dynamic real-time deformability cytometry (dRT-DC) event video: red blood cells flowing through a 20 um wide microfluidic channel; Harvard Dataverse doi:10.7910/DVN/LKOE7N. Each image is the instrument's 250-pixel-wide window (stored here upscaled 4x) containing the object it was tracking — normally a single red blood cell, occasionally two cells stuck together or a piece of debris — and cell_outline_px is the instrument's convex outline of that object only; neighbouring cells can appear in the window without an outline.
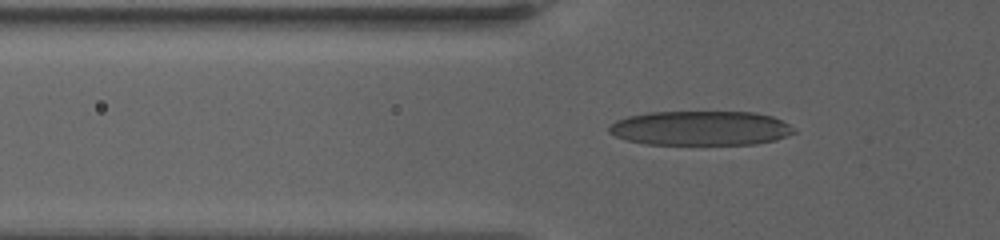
{"species": "human", "species_latin": "Homo sapiens", "temperature_condition": "warm", "stored_images_in_passage": 81, "camera_frame_rate_fps": 3000, "um_per_image_px": 0.085, "donor": {"sex": "female"}, "frame": {"image": 1, "passage_image": 33, "time_ms": 8.0, "image_size_px": [1000, 240], "cell_outline_px": [[796, 132], [776, 140], [756, 144], [648, 144], [628, 140], [616, 136], [608, 132], [608, 128], [616, 120], [628, 116], [648, 112], [756, 112], [772, 116], [788, 124]], "centroid_in_image_um": [59.55, 10.89], "position_along_channel_um": 66.3, "area_um2": 37.05}}
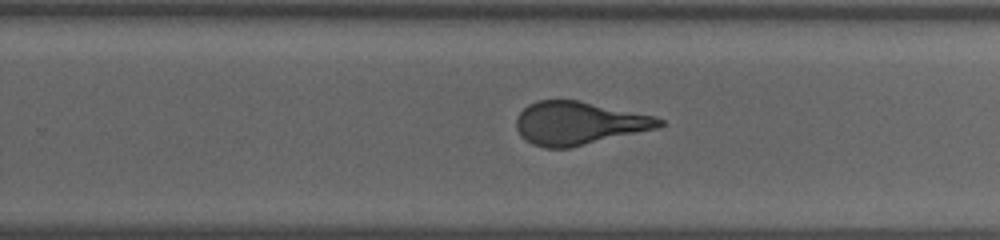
{"frame": {"image": 2, "passage_image": 55, "time_ms": 15.0, "image_size_px": [1000, 240], "cell_outline_px": [[664, 124], [656, 128], [568, 148], [544, 148], [532, 144], [520, 136], [516, 128], [516, 116], [528, 104], [540, 100], [576, 100], [652, 116], [664, 120]], "centroid_in_image_um": [49.11, 10.48], "position_along_channel_um": 280.7, "area_um2": 35.37}}
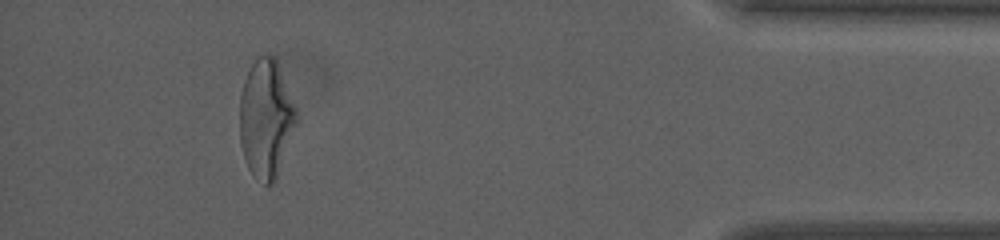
{"frame": {"image": 3, "passage_image": 80, "time_ms": 20.667, "image_size_px": [1000, 240], "cell_outline_px": [[300, 120], [276, 180], [272, 184], [264, 184], [248, 168], [240, 144], [240, 96], [244, 80], [256, 56], [272, 56], [276, 60], [296, 108]], "centroid_in_image_um": [22.64, 10.12], "position_along_channel_um": 412.6, "area_um2": 39.25}, "authors_computed_cell_mechanics": {"area_um2": 37.0498, "velocity_mm_per_s": 3.1383, "shape_relaxation_time_tau1_ms": 6.2926, "shape_relaxation_time_tau2_ms": 0.9808, "deformation_change_tau1": 0.2373, "deformation_change_tau2": 0.1166}}